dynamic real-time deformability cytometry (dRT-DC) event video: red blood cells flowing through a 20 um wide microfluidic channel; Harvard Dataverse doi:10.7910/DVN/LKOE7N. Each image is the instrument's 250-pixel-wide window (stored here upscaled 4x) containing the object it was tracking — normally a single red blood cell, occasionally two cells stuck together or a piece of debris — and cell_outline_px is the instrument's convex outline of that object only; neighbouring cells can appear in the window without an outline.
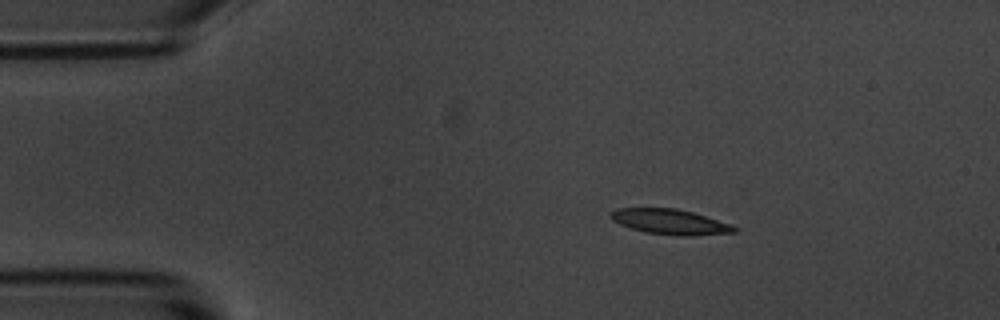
{"species": "common noctule bat (a hibernating species)", "species_latin": "Nyctalus noctula", "temperature_condition": "room temperature", "stored_images_in_passage": 6, "camera_frame_rate_fps": 3000, "um_per_image_px": 0.085, "animal": {"sex": "male", "body_mass_g": 20.1, "forearm_length_mm": 53.5}, "frame": {"image": 1, "passage_image": 3, "time_ms": 2.333, "image_size_px": [1000, 320], "cell_outline_px": [[740, 228], [736, 232], [692, 236], [680, 236], [648, 232], [632, 228], [620, 224], [612, 220], [608, 216], [616, 208], [676, 208], [692, 212], [732, 224]], "centroid_in_image_um": [57.0, 18.85], "position_along_channel_um": 28.0, "area_um2": 18.15}}
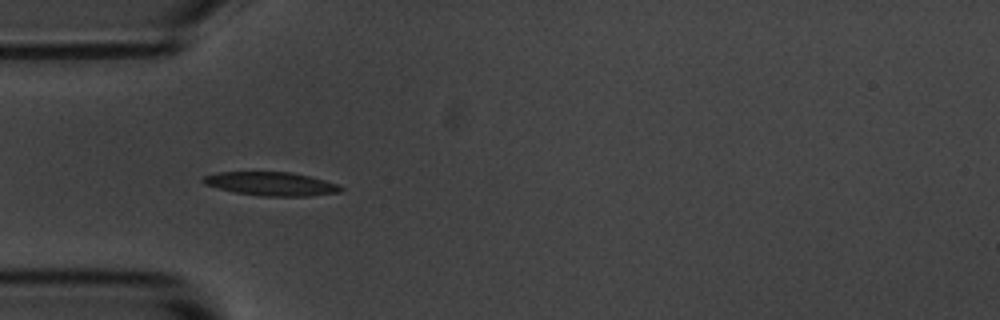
{"frame": {"image": 2, "passage_image": 5, "time_ms": 4.667, "image_size_px": [1000, 320], "cell_outline_px": [[344, 188], [340, 192], [308, 196], [260, 196], [236, 192], [204, 184], [200, 180], [204, 176], [216, 172], [292, 172], [324, 180], [336, 184]], "centroid_in_image_um": [23.03, 15.62], "position_along_channel_um": 62.0, "area_um2": 18.79}}